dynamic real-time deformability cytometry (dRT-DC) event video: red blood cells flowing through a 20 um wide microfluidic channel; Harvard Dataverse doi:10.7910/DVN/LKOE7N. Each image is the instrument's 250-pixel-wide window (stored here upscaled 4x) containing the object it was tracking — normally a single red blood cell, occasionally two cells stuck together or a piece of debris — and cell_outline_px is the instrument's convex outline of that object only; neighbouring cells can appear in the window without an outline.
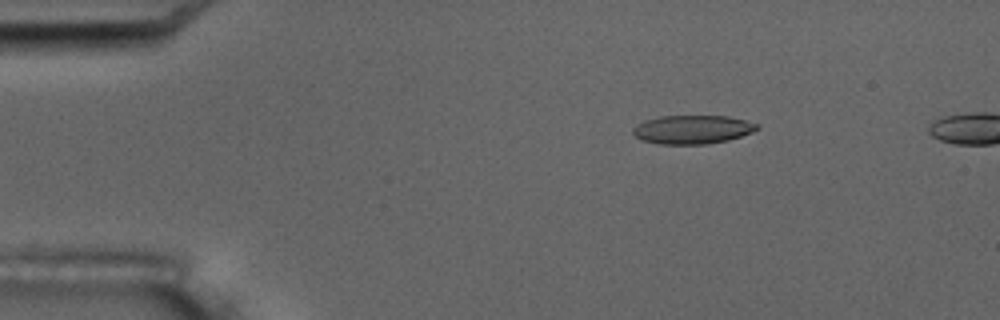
{"species": "common noctule bat (a hibernating species)", "species_latin": "Nyctalus noctula", "temperature_condition": "room temperature", "stored_images_in_passage": 6, "camera_frame_rate_fps": 3000, "um_per_image_px": 0.085, "animal": {"sex": "male", "body_mass_g": 17.5, "forearm_length_mm": 52.3}, "frame": {"image": 1, "passage_image": 3, "time_ms": 3.0, "image_size_px": [1000, 320], "cell_outline_px": [[760, 128], [752, 132], [728, 140], [708, 144], [660, 144], [644, 140], [636, 136], [632, 132], [632, 128], [644, 120], [660, 116], [728, 116], [760, 124]], "centroid_in_image_um": [58.88, 11.0], "position_along_channel_um": 26.1, "area_um2": 20.69}}